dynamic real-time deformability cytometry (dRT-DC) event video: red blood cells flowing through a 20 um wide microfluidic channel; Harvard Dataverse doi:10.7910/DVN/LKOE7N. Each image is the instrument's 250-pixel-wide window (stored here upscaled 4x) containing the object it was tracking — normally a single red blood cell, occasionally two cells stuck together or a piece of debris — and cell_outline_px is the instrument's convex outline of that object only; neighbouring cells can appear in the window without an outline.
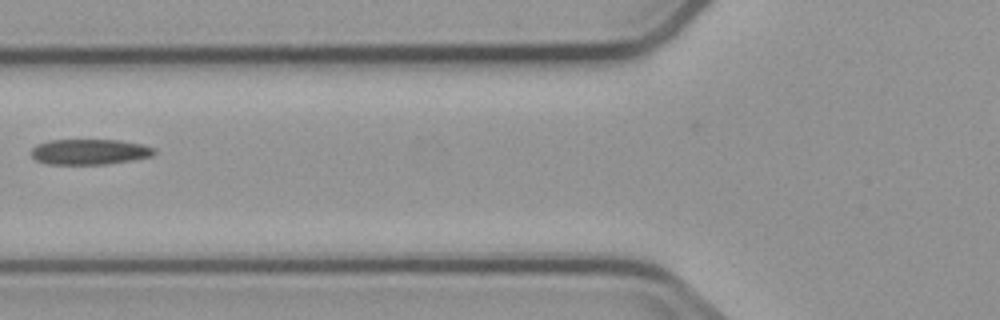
{"species": "common noctule bat (a hibernating species)", "species_latin": "Nyctalus noctula", "temperature_condition": "cold", "stored_images_in_passage": 6, "camera_frame_rate_fps": 3000, "um_per_image_px": 0.085, "animal": {"sex": "male", "body_mass_g": 23.1, "forearm_length_mm": 52.7}, "frame": {"image": 1, "passage_image": 6, "time_ms": 6.667, "image_size_px": [1000, 320], "cell_outline_px": [[156, 152], [152, 156], [132, 160], [108, 164], [48, 164], [36, 160], [32, 156], [32, 148], [36, 144], [48, 140], [120, 140], [140, 144], [156, 148]], "centroid_in_image_um": [7.62, 12.9], "position_along_channel_um": 118.2, "area_um2": 18.32}}